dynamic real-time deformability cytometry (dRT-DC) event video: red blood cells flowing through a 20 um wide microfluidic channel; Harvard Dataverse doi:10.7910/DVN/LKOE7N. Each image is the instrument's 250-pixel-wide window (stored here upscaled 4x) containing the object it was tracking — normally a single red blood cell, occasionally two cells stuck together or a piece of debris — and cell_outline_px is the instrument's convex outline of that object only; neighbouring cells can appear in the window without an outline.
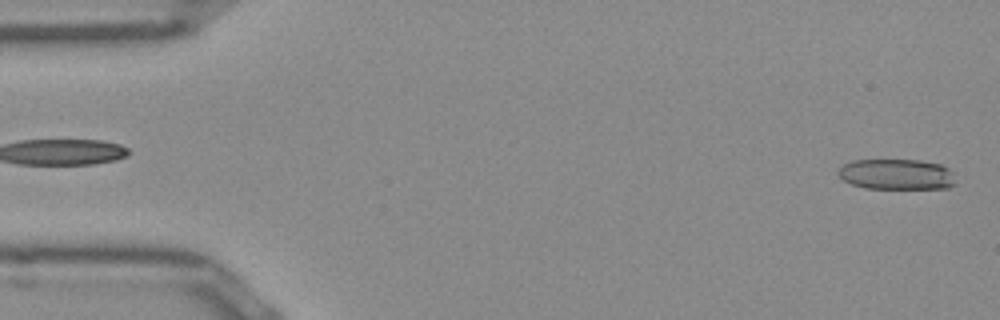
{"species": "Egyptian fruit bat (a non-hibernating species)", "species_latin": "Rousettus aegyptiacus", "temperature_condition": "room temperature", "stored_images_in_passage": 50, "camera_frame_rate_fps": 3000, "um_per_image_px": 0.085, "frame": {"image": 1, "passage_image": 1, "time_ms": 0.0, "image_size_px": [1000, 320], "cell_outline_px": [[956, 184], [948, 188], [864, 188], [852, 184], [844, 180], [836, 172], [844, 164], [852, 160], [920, 160], [940, 164], [948, 168]], "centroid_in_image_um": [76.19, 14.81], "position_along_channel_um": 8.8, "area_um2": 20.81}}
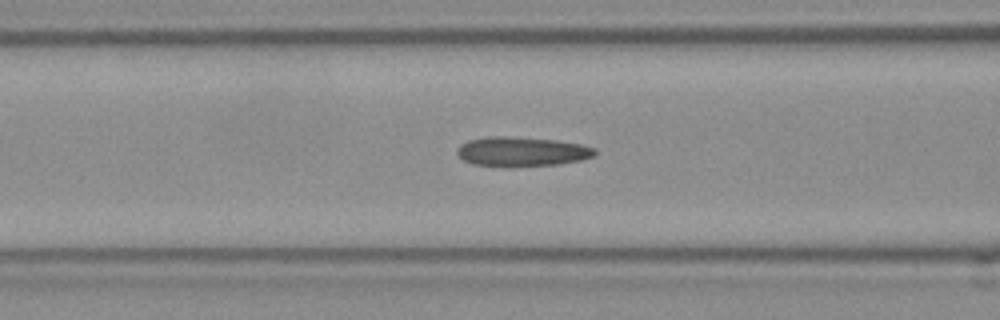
{"frame": {"image": 2, "passage_image": 19, "time_ms": 6.0, "image_size_px": [1000, 320], "cell_outline_px": [[596, 152], [592, 156], [580, 160], [560, 164], [472, 164], [464, 160], [456, 152], [460, 144], [468, 140], [488, 136], [504, 136], [556, 140], [580, 144], [596, 148]], "centroid_in_image_um": [44.36, 12.84], "position_along_channel_um": 122.2, "area_um2": 22.72}}
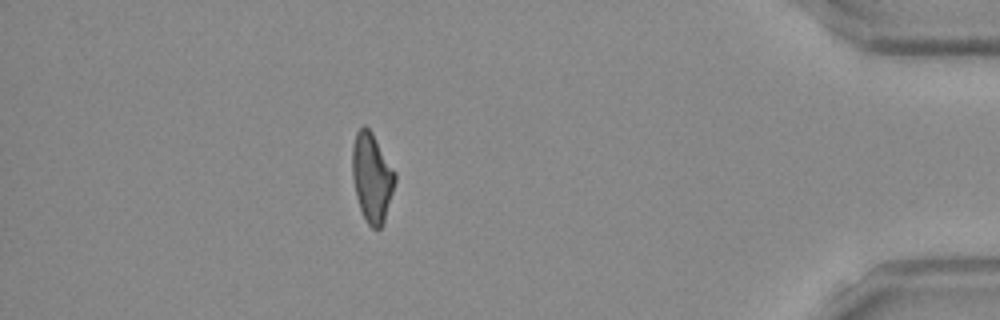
{"frame": {"image": 3, "passage_image": 44, "time_ms": 14.333, "image_size_px": [1000, 320], "cell_outline_px": [[396, 180], [384, 220], [380, 228], [372, 228], [368, 224], [360, 208], [356, 196], [352, 176], [352, 148], [356, 132], [364, 124], [372, 132], [396, 172]], "centroid_in_image_um": [31.61, 15.05], "position_along_channel_um": 403.6, "area_um2": 22.02}, "authors_computed_cell_mechanics": {"area_um2": 22.6576, "velocity_mm_per_s": 3.9745, "shape_relaxation_time_tau1_ms": null, "shape_relaxation_time_tau2_ms": 3.4243, "deformation_change_tau1": null, "deformation_change_tau2": 0.1358}}